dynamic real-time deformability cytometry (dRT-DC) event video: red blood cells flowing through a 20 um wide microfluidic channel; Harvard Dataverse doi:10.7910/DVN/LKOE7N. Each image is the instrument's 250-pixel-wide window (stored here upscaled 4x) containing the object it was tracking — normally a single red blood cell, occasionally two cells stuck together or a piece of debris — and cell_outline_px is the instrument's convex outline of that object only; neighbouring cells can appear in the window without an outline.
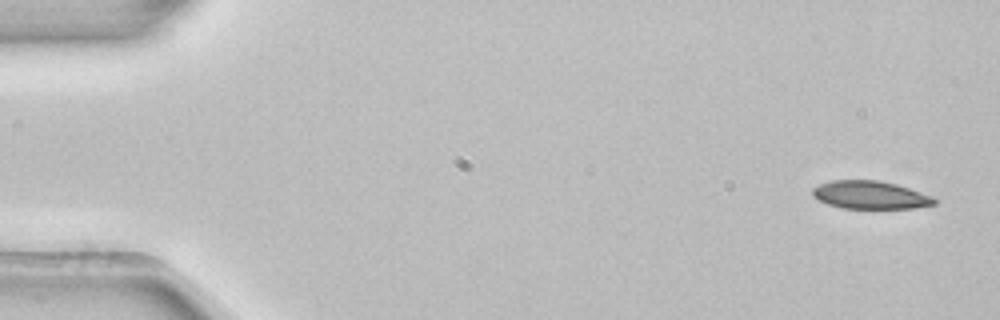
{"species": "common noctule bat (a hibernating species)", "species_latin": "Nyctalus noctula", "temperature_condition": "room temperature", "stored_images_in_passage": 4, "camera_frame_rate_fps": 3000, "um_per_image_px": 0.085, "animal": {"sex": "female", "body_mass_g": 22.7, "forearm_length_mm": 54.2}, "frame": {"image": 1, "passage_image": 1, "time_ms": 0.0, "image_size_px": [1000, 320], "cell_outline_px": [[936, 204], [912, 208], [840, 208], [828, 204], [812, 196], [812, 188], [820, 184], [832, 180], [880, 180], [896, 184], [932, 196], [936, 200]], "centroid_in_image_um": [73.95, 16.57], "position_along_channel_um": 11.1, "area_um2": 19.77}}
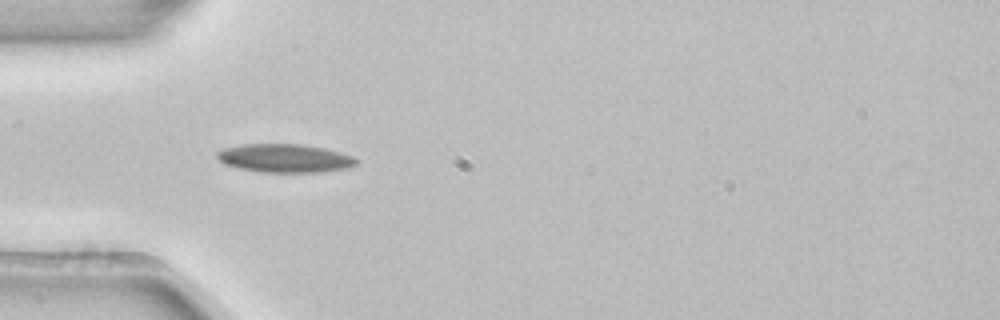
{"frame": {"image": 2, "passage_image": 4, "time_ms": 1.0, "image_size_px": [1000, 320], "cell_outline_px": [[360, 160], [356, 164], [348, 168], [316, 172], [264, 172], [240, 168], [224, 164], [216, 156], [216, 152], [224, 148], [244, 144], [304, 144], [324, 148], [340, 152], [352, 156]], "centroid_in_image_um": [24.22, 13.44], "position_along_channel_um": 60.8, "area_um2": 23.0}}